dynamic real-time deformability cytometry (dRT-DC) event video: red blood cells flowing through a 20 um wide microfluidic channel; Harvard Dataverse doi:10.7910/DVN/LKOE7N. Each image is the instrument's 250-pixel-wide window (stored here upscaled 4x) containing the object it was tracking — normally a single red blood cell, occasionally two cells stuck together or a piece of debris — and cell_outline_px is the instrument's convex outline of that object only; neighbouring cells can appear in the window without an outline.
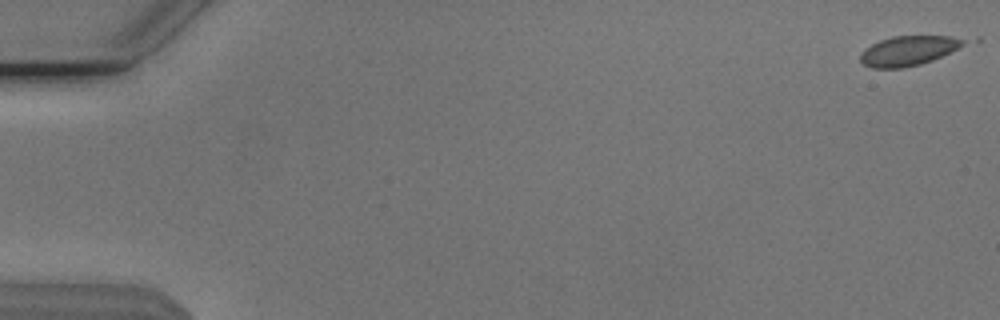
{"species": "Egyptian fruit bat (a non-hibernating species)", "species_latin": "Rousettus aegyptiacus", "temperature_condition": "cold", "stored_images_in_passage": 55, "camera_frame_rate_fps": 3000, "um_per_image_px": 0.085, "animal": {"sex": "male"}, "frame": {"image": 1, "passage_image": 1, "time_ms": 0.0, "image_size_px": [1000, 320], "cell_outline_px": [[964, 44], [932, 60], [920, 64], [900, 68], [872, 68], [864, 64], [860, 60], [860, 52], [864, 48], [880, 40], [892, 36], [952, 36], [964, 40]], "centroid_in_image_um": [77.12, 4.31], "position_along_channel_um": 7.9, "area_um2": 17.57}}
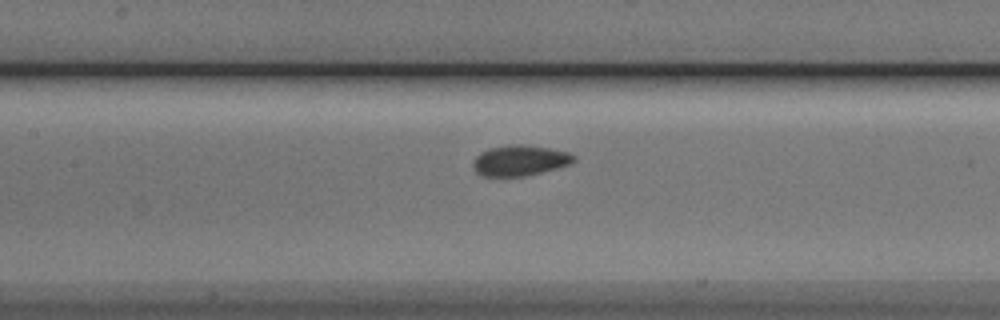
{"frame": {"image": 2, "passage_image": 26, "time_ms": 8.333, "image_size_px": [1000, 320], "cell_outline_px": [[576, 160], [572, 164], [524, 176], [480, 176], [476, 172], [472, 164], [476, 156], [480, 152], [488, 148], [516, 144], [524, 144], [548, 148], [568, 152], [576, 156]], "centroid_in_image_um": [44.19, 13.64], "position_along_channel_um": 163.2, "area_um2": 17.98}}
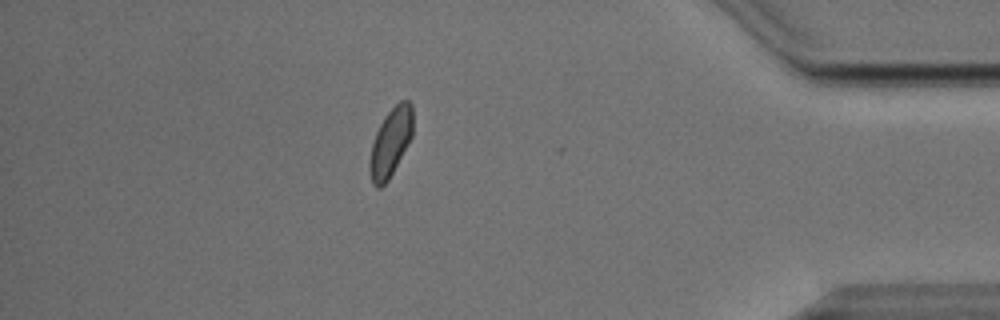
{"frame": {"image": 3, "passage_image": 48, "time_ms": 15.667, "image_size_px": [1000, 320], "cell_outline_px": [[412, 136], [388, 180], [380, 188], [376, 188], [372, 184], [368, 168], [368, 164], [372, 144], [376, 132], [384, 116], [400, 100], [408, 100], [412, 104]], "centroid_in_image_um": [33.17, 12.11], "position_along_channel_um": 402.0, "area_um2": 17.11}, "authors_computed_cell_mechanics": {"area_um2": 17.6868, "velocity_mm_per_s": 3.7798, "shape_relaxation_time_tau1_ms": 2.7376, "shape_relaxation_time_tau2_ms": null, "deformation_change_tau1": 0.0723, "deformation_change_tau2": null}}